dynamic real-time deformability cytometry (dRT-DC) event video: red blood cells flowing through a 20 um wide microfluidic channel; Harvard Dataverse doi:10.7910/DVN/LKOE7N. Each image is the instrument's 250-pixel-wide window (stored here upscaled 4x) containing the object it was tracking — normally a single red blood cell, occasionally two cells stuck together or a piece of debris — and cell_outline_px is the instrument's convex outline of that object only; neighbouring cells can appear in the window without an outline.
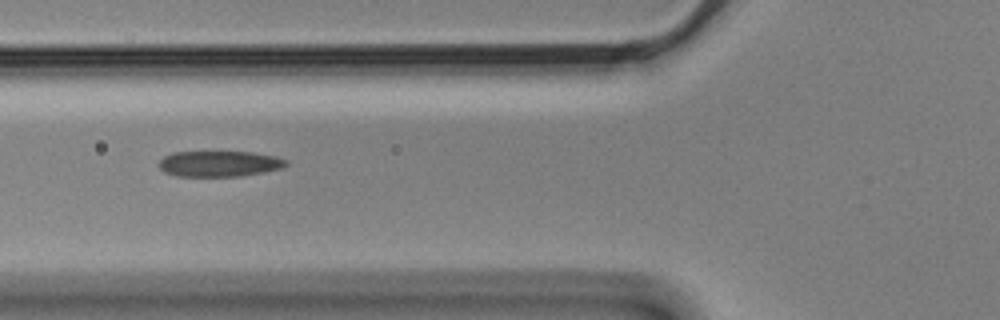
{"species": "Egyptian fruit bat (a non-hibernating species)", "species_latin": "Rousettus aegyptiacus", "temperature_condition": "cold", "stored_images_in_passage": 5, "camera_frame_rate_fps": 3000, "um_per_image_px": 0.085, "animal": {"sex": "male"}, "frame": {"image": 1, "passage_image": 3, "time_ms": 0.667, "image_size_px": [1000, 320], "cell_outline_px": [[288, 164], [284, 168], [264, 172], [240, 176], [176, 176], [164, 172], [160, 168], [160, 160], [164, 156], [172, 152], [252, 152], [276, 156], [288, 160]], "centroid_in_image_um": [18.68, 13.91], "position_along_channel_um": 107.1, "area_um2": 19.19}}
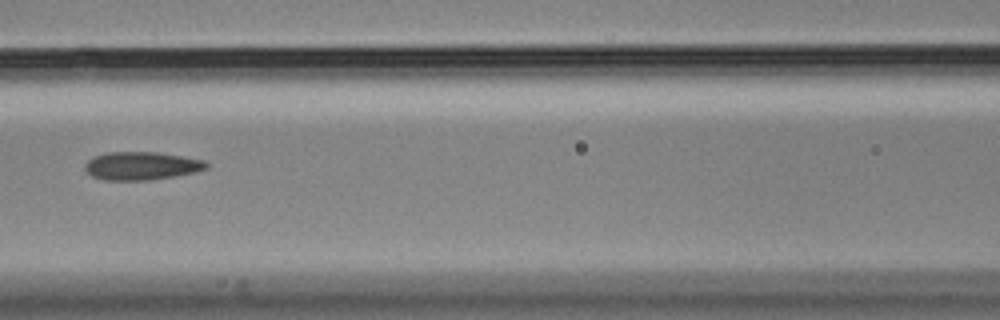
{"frame": {"image": 2, "passage_image": 4, "time_ms": 1.0, "image_size_px": [1000, 320], "cell_outline_px": [[208, 168], [196, 172], [152, 180], [104, 180], [92, 176], [84, 168], [84, 164], [88, 160], [96, 156], [108, 152], [156, 152], [204, 160], [208, 164]], "centroid_in_image_um": [12.03, 14.1], "position_along_channel_um": 154.6, "area_um2": 19.83}}
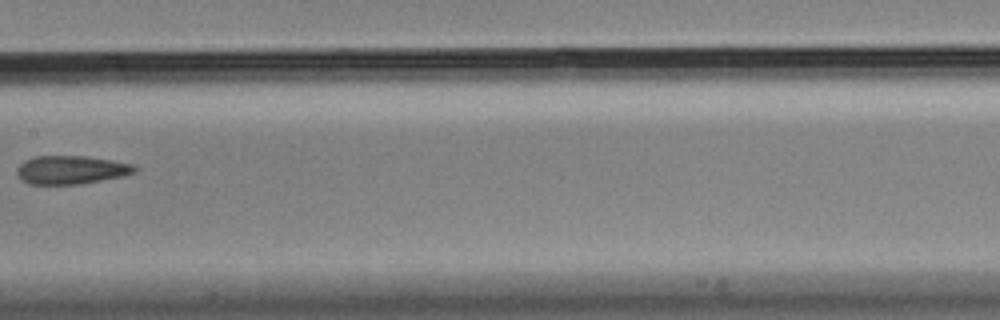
{"frame": {"image": 3, "passage_image": 5, "time_ms": 1.333, "image_size_px": [1000, 320], "cell_outline_px": [[140, 168], [136, 172], [124, 176], [80, 184], [28, 184], [20, 180], [16, 172], [16, 168], [24, 160], [36, 156], [84, 156], [112, 160], [136, 164]], "centroid_in_image_um": [6.07, 14.44], "position_along_channel_um": 201.3, "area_um2": 19.83}}